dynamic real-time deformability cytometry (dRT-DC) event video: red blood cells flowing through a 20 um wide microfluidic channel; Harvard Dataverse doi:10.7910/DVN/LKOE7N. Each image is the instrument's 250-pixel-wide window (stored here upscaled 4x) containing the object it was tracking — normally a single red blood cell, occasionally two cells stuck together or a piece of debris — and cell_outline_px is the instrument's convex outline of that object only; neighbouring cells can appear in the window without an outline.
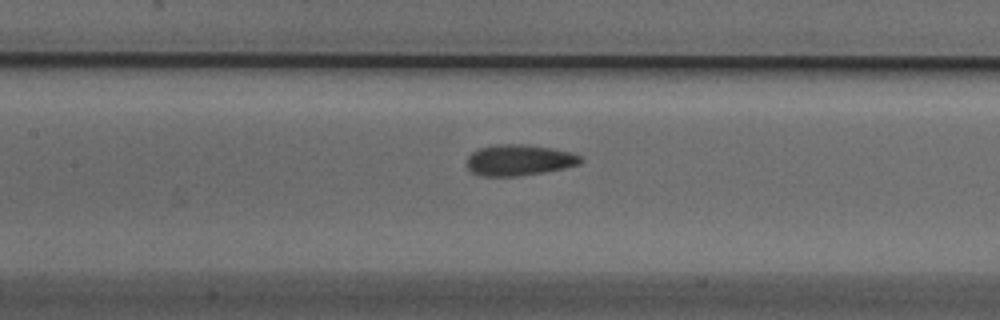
{"species": "Egyptian fruit bat (a non-hibernating species)", "species_latin": "Rousettus aegyptiacus", "temperature_condition": "cold", "stored_images_in_passage": 28, "camera_frame_rate_fps": 3000, "um_per_image_px": 0.085, "animal": {"sex": "male"}, "frame": {"image": 1, "passage_image": 20, "time_ms": 6.333, "image_size_px": [1000, 320], "cell_outline_px": [[584, 160], [580, 164], [564, 168], [544, 172], [516, 176], [480, 176], [472, 172], [468, 168], [468, 156], [472, 152], [480, 148], [496, 144], [524, 144], [572, 152], [580, 156]], "centroid_in_image_um": [44.13, 13.61], "position_along_channel_um": 163.3, "area_um2": 20.46}}
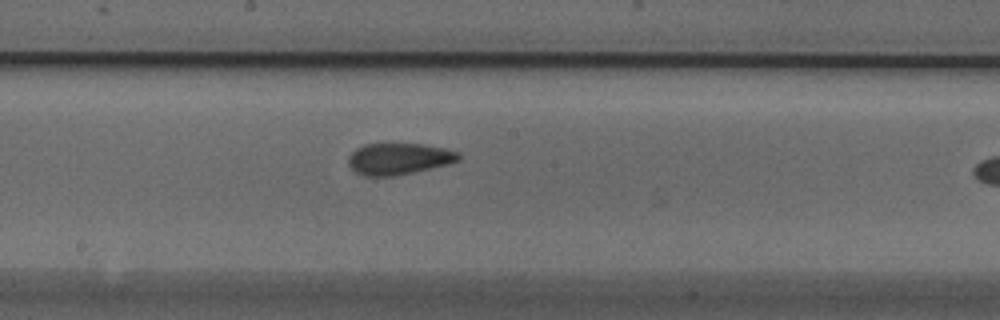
{"frame": {"image": 2, "passage_image": 24, "time_ms": 7.667, "image_size_px": [1000, 320], "cell_outline_px": [[460, 160], [448, 164], [412, 172], [392, 176], [364, 176], [356, 172], [348, 164], [348, 156], [356, 148], [364, 144], [424, 144], [444, 148], [460, 152]], "centroid_in_image_um": [33.89, 13.49], "position_along_channel_um": 214.3, "area_um2": 20.17}}